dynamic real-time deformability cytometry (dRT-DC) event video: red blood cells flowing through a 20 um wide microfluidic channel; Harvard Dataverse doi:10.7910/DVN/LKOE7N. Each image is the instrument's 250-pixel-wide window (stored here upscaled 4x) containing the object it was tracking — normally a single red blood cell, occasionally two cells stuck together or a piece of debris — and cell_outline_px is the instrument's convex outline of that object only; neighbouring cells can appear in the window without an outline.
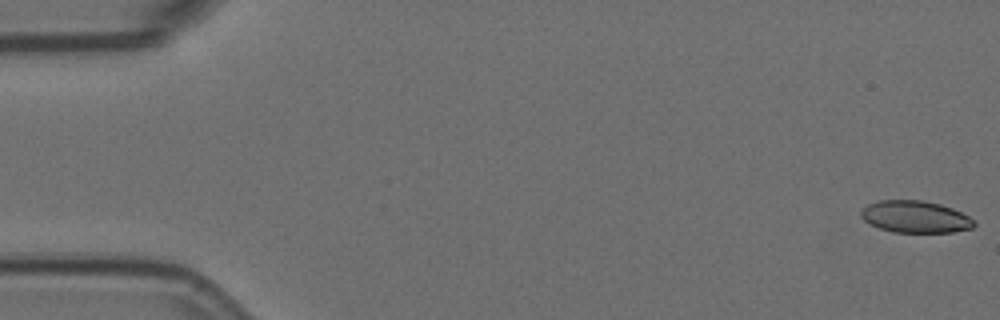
{"species": "Egyptian fruit bat (a non-hibernating species)", "species_latin": "Rousettus aegyptiacus", "temperature_condition": "room temperature", "stored_images_in_passage": 12, "camera_frame_rate_fps": 3000, "um_per_image_px": 0.085, "animal": {"sex": "female"}, "frame": {"image": 1, "passage_image": 1, "time_ms": 0.0, "image_size_px": [1000, 320], "cell_outline_px": [[976, 224], [972, 228], [952, 232], [892, 232], [880, 228], [864, 220], [860, 216], [860, 212], [868, 204], [880, 200], [920, 200], [940, 204], [952, 208], [968, 216]], "centroid_in_image_um": [77.79, 18.42], "position_along_channel_um": 7.2, "area_um2": 20.87}}